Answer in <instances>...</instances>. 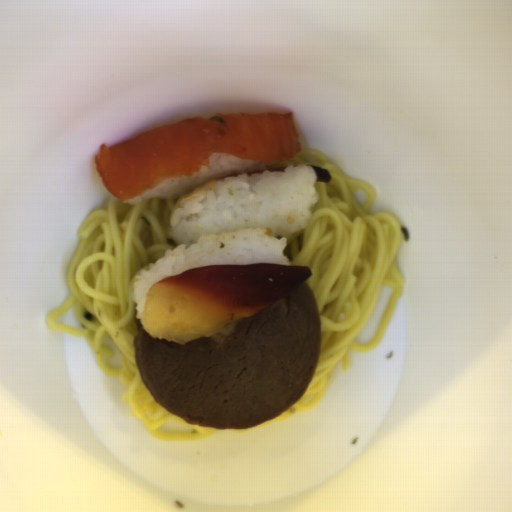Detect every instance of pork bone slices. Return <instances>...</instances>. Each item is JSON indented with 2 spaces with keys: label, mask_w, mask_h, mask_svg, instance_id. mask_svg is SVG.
<instances>
[{
  "label": "pork bone slices",
  "mask_w": 512,
  "mask_h": 512,
  "mask_svg": "<svg viewBox=\"0 0 512 512\" xmlns=\"http://www.w3.org/2000/svg\"><path fill=\"white\" fill-rule=\"evenodd\" d=\"M136 366L174 416L216 429L272 420L303 397L321 356L322 329L304 281L258 313L186 344L154 339L134 315Z\"/></svg>",
  "instance_id": "obj_1"
}]
</instances>
